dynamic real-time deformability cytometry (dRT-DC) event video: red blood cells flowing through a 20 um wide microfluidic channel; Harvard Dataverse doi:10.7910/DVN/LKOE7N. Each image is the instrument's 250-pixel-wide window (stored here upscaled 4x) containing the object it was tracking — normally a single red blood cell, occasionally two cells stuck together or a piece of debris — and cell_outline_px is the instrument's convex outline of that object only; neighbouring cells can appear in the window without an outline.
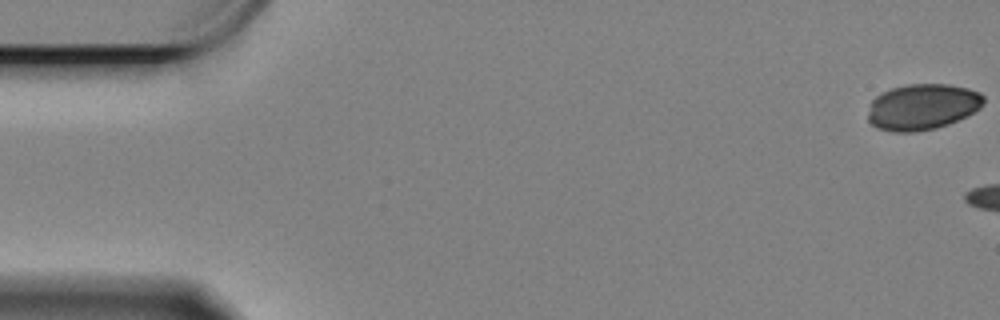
{"species": "Egyptian fruit bat (a non-hibernating species)", "species_latin": "Rousettus aegyptiacus", "temperature_condition": "cold", "stored_images_in_passage": 7, "camera_frame_rate_fps": 3000, "um_per_image_px": 0.085, "animal": {"sex": "female"}, "frame": {"image": 1, "passage_image": 1, "time_ms": 0.0, "image_size_px": [1000, 320], "cell_outline_px": [[984, 104], [980, 108], [968, 116], [948, 124], [936, 128], [916, 132], [892, 132], [876, 128], [868, 120], [868, 112], [872, 100], [876, 96], [892, 88], [908, 84], [948, 84], [968, 88], [980, 92], [984, 96]], "centroid_in_image_um": [78.42, 9.09], "position_along_channel_um": 6.6, "area_um2": 31.21}}